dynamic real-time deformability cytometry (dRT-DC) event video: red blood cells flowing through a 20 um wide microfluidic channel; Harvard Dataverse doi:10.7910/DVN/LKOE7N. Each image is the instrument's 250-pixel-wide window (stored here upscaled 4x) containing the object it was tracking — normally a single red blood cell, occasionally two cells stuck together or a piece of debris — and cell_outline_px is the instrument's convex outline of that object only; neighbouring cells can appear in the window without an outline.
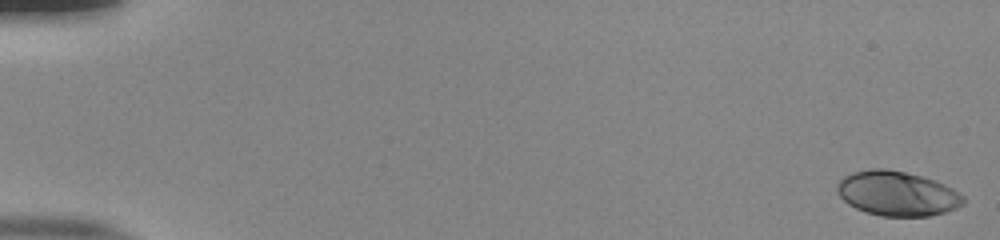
{"species": "human", "species_latin": "Homo sapiens", "temperature_condition": "room temperature", "stored_images_in_passage": 54, "camera_frame_rate_fps": 3000, "um_per_image_px": 0.085, "donor": {"sex": "male"}, "frame": {"image": 1, "passage_image": 1, "time_ms": 0.0, "image_size_px": [1000, 240], "cell_outline_px": [[964, 204], [956, 208], [944, 212], [928, 216], [880, 216], [856, 208], [848, 204], [836, 192], [836, 184], [844, 176], [852, 172], [872, 168], [884, 168], [904, 172], [920, 176], [944, 184], [952, 188], [964, 196]], "centroid_in_image_um": [76.23, 16.45], "position_along_channel_um": 8.8, "area_um2": 32.71}}
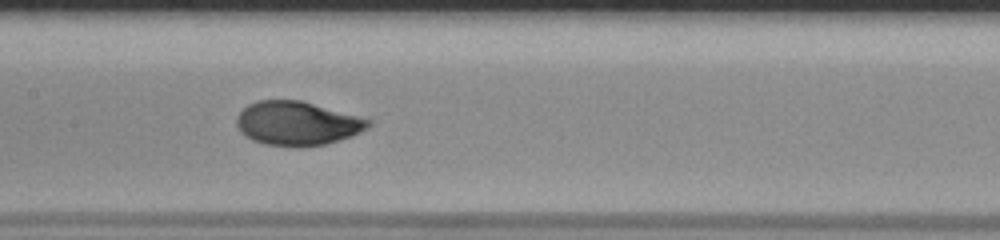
{"frame": {"image": 2, "passage_image": 28, "time_ms": 9.0, "image_size_px": [1000, 240], "cell_outline_px": [[372, 124], [368, 128], [352, 136], [324, 144], [296, 148], [264, 144], [252, 140], [244, 136], [240, 132], [236, 124], [236, 116], [248, 104], [256, 100], [300, 100], [372, 120]], "centroid_in_image_um": [25.23, 10.5], "position_along_channel_um": 182.2, "area_um2": 33.93}}
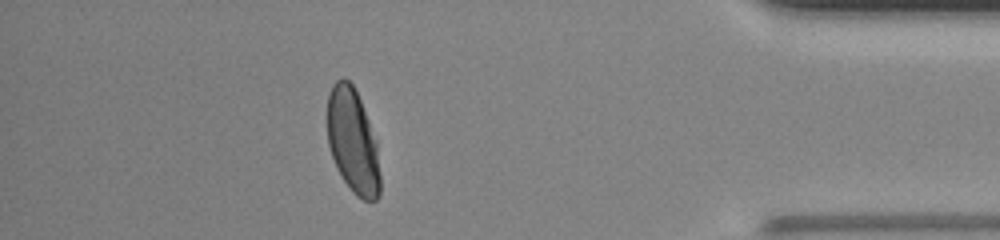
{"frame": {"image": 3, "passage_image": 48, "time_ms": 15.667, "image_size_px": [1000, 240], "cell_outline_px": [[380, 196], [376, 200], [364, 200], [356, 196], [352, 192], [344, 180], [332, 156], [328, 144], [328, 92], [332, 84], [336, 80], [344, 76], [352, 84], [360, 100], [376, 140], [380, 176]], "centroid_in_image_um": [29.99, 12.0], "position_along_channel_um": 405.2, "area_um2": 31.96}, "authors_computed_cell_mechanics": {"area_um2": 33.3506, "velocity_mm_per_s": 3.8982, "shape_relaxation_time_tau1_ms": 3.4692, "shape_relaxation_time_tau2_ms": null, "deformation_change_tau1": 0.195, "deformation_change_tau2": null}}